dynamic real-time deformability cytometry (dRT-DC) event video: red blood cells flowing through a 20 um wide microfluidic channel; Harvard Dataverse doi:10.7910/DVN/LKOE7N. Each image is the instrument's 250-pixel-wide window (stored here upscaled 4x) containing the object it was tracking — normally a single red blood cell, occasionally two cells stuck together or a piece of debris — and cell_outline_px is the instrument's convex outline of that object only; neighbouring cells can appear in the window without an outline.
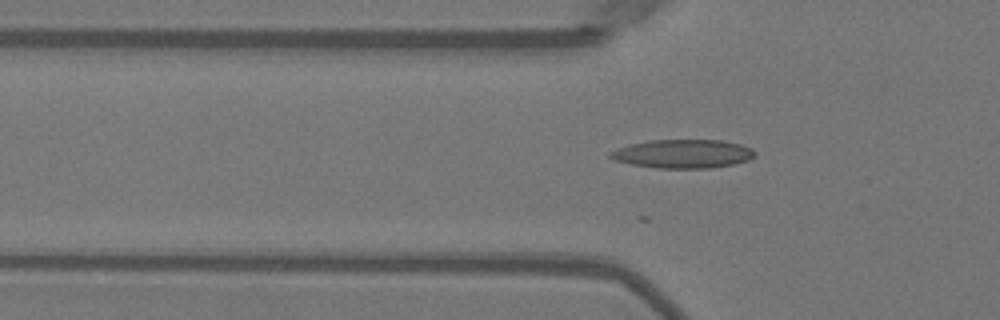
{"species": "Egyptian fruit bat (a non-hibernating species)", "species_latin": "Rousettus aegyptiacus", "temperature_condition": "warm", "stored_images_in_passage": 21, "camera_frame_rate_fps": 3000, "um_per_image_px": 0.085, "animal": {"sex": "female"}, "frame": {"image": 1, "passage_image": 10, "time_ms": 3.0, "image_size_px": [1000, 320], "cell_outline_px": [[756, 156], [748, 160], [732, 164], [712, 168], [656, 168], [632, 164], [616, 160], [608, 156], [608, 152], [616, 148], [628, 144], [652, 140], [720, 140], [740, 144], [752, 148], [756, 152]], "centroid_in_image_um": [58.04, 13.07], "position_along_channel_um": 67.8, "area_um2": 24.22}}
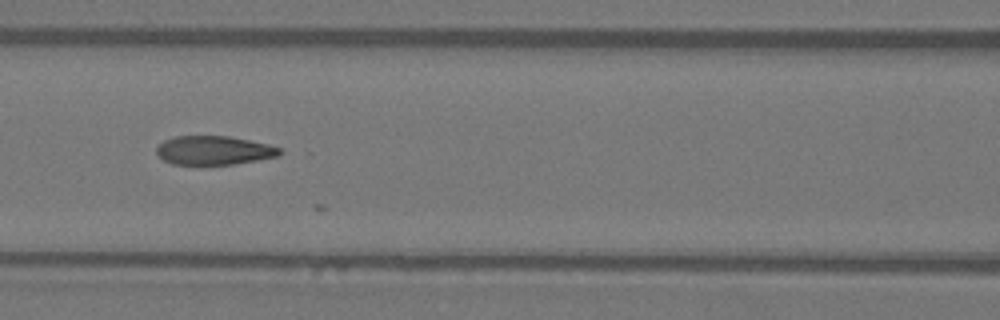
{"frame": {"image": 2, "passage_image": 16, "time_ms": 5.0, "image_size_px": [1000, 320], "cell_outline_px": [[284, 152], [276, 156], [256, 160], [232, 164], [172, 164], [164, 160], [156, 152], [156, 148], [164, 140], [176, 136], [228, 136], [268, 144], [280, 148]], "centroid_in_image_um": [18.17, 12.77], "position_along_channel_um": 148.4, "area_um2": 20.46}}
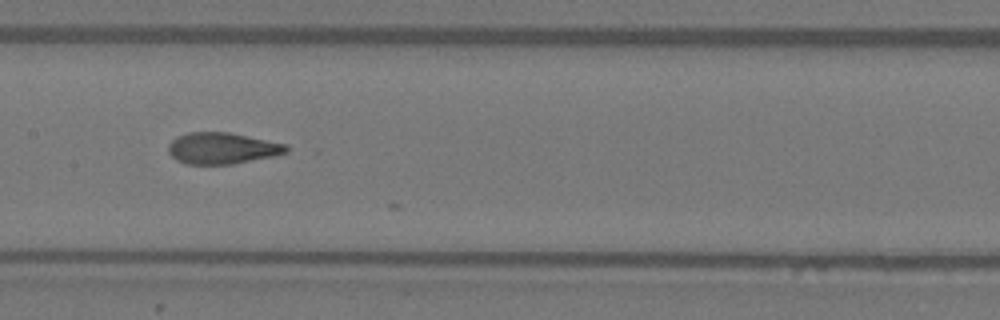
{"frame": {"image": 3, "passage_image": 19, "time_ms": 6.0, "image_size_px": [1000, 320], "cell_outline_px": [[288, 152], [272, 156], [232, 164], [184, 164], [176, 160], [168, 152], [168, 144], [176, 136], [188, 132], [228, 132], [288, 144]], "centroid_in_image_um": [18.85, 12.6], "position_along_channel_um": 188.5, "area_um2": 21.62}}